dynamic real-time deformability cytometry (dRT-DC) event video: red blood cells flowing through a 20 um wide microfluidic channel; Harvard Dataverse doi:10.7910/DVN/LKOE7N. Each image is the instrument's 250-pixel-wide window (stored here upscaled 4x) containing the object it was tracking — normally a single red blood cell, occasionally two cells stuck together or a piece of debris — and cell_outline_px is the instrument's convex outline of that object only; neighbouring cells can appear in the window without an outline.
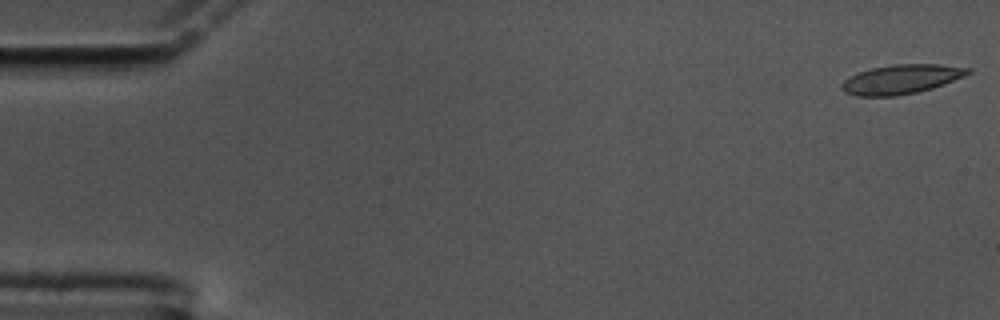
{"species": "common noctule bat (a hibernating species)", "species_latin": "Nyctalus noctula", "temperature_condition": "cold", "stored_images_in_passage": 26, "camera_frame_rate_fps": 3000, "um_per_image_px": 0.085, "animal": {"sex": "male", "body_mass_g": 17.5, "forearm_length_mm": 52.3}, "frame": {"image": 1, "passage_image": 1, "time_ms": 0.0, "image_size_px": [1000, 320], "cell_outline_px": [[972, 72], [964, 76], [944, 84], [932, 88], [916, 92], [896, 96], [856, 96], [844, 92], [840, 88], [840, 84], [844, 80], [860, 72], [872, 68], [892, 64], [936, 64], [972, 68]], "centroid_in_image_um": [76.61, 6.74], "position_along_channel_um": 8.4, "area_um2": 21.5}}
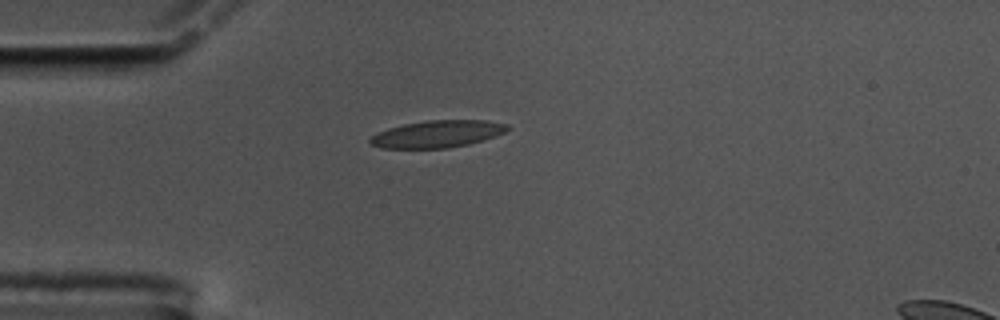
{"frame": {"image": 2, "passage_image": 15, "time_ms": 4.667, "image_size_px": [1000, 320], "cell_outline_px": [[512, 128], [496, 136], [484, 140], [468, 144], [448, 148], [380, 148], [368, 144], [368, 140], [372, 136], [388, 128], [404, 124], [428, 120], [488, 120], [508, 124]], "centroid_in_image_um": [37.2, 11.39], "position_along_channel_um": 47.8, "area_um2": 21.85}}
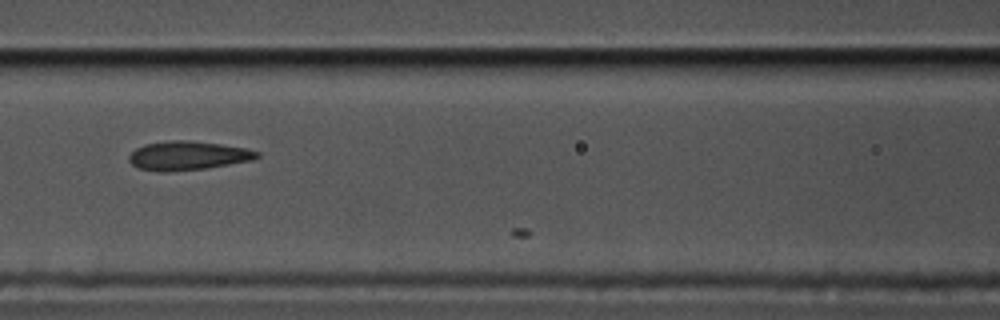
{"frame": {"image": 3, "passage_image": 25, "time_ms": 8.0, "image_size_px": [1000, 320], "cell_outline_px": [[260, 156], [252, 160], [208, 168], [168, 172], [160, 172], [140, 168], [132, 164], [128, 160], [128, 156], [136, 148], [144, 144], [168, 140], [192, 140], [248, 148], [260, 152]], "centroid_in_image_um": [15.98, 13.22], "position_along_channel_um": 150.6, "area_um2": 21.79}}